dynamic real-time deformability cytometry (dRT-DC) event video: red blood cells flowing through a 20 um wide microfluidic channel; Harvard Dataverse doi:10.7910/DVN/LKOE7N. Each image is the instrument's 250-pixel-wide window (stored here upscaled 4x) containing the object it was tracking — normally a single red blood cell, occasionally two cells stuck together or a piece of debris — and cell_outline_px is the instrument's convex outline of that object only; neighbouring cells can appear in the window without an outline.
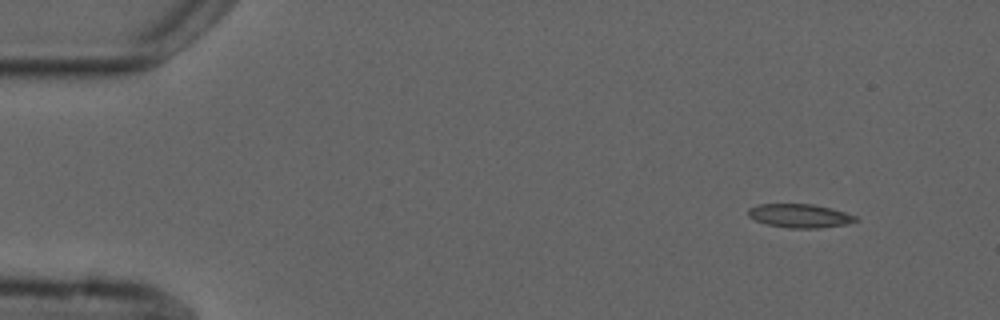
{"species": "common noctule bat (a hibernating species)", "species_latin": "Nyctalus noctula", "temperature_condition": "cold", "stored_images_in_passage": 4, "camera_frame_rate_fps": 3000, "um_per_image_px": 0.085, "animal": {"sex": "male", "forearm_length_mm": 52.5}, "frame": {"image": 1, "passage_image": 1, "time_ms": 0.0, "image_size_px": [1000, 320], "cell_outline_px": [[860, 220], [844, 224], [820, 228], [788, 228], [768, 224], [756, 220], [748, 216], [748, 208], [756, 204], [812, 204], [832, 208], [856, 216]], "centroid_in_image_um": [67.97, 18.33], "position_along_channel_um": 17.0, "area_um2": 14.8}}
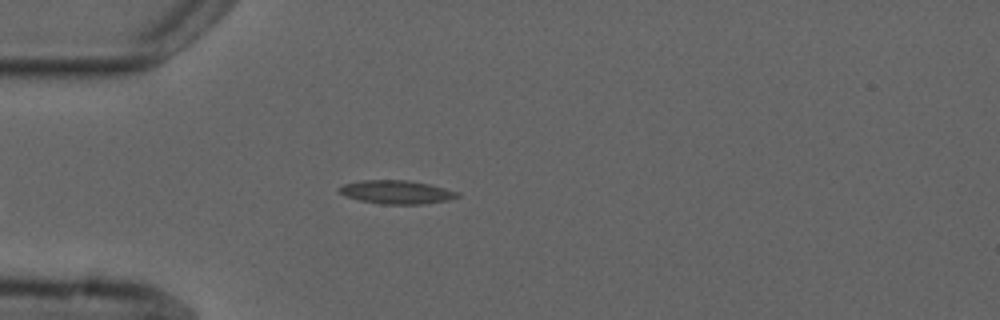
{"frame": {"image": 2, "passage_image": 4, "time_ms": 3.333, "image_size_px": [1000, 320], "cell_outline_px": [[460, 196], [448, 200], [420, 204], [384, 204], [360, 200], [348, 196], [340, 192], [336, 188], [344, 184], [364, 180], [404, 180], [428, 184], [460, 192]], "centroid_in_image_um": [33.72, 16.32], "position_along_channel_um": 51.3, "area_um2": 15.9}}